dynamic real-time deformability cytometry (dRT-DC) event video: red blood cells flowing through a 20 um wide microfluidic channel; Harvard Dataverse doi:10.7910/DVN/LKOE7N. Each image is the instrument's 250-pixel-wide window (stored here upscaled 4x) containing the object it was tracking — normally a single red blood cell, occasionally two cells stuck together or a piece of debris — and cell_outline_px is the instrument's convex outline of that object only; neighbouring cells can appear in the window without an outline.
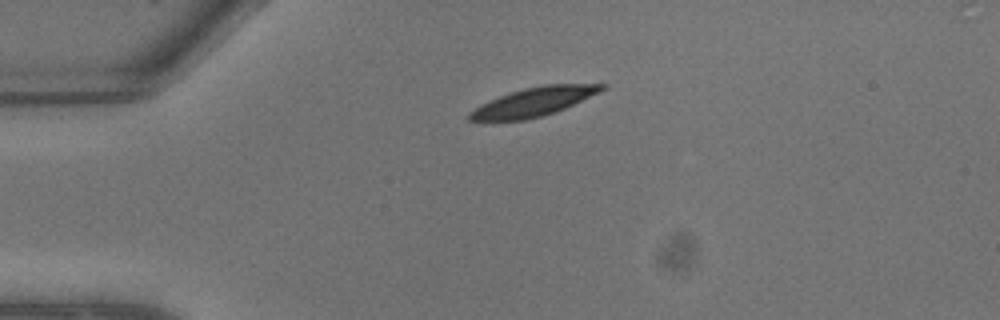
{"species": "common noctule bat (a hibernating species)", "species_latin": "Nyctalus noctula", "temperature_condition": "warm", "stored_images_in_passage": 4, "camera_frame_rate_fps": 3000, "um_per_image_px": 0.085, "animal": {"sex": "male", "body_mass_g": 13.3}, "frame": {"image": 1, "passage_image": 1, "time_ms": 0.0, "image_size_px": [1000, 320], "cell_outline_px": [[604, 88], [600, 92], [564, 108], [540, 116], [524, 120], [468, 120], [468, 112], [480, 104], [500, 96], [524, 88], [544, 84], [604, 84]], "centroid_in_image_um": [45.33, 8.65], "position_along_channel_um": 39.7, "area_um2": 21.62}}
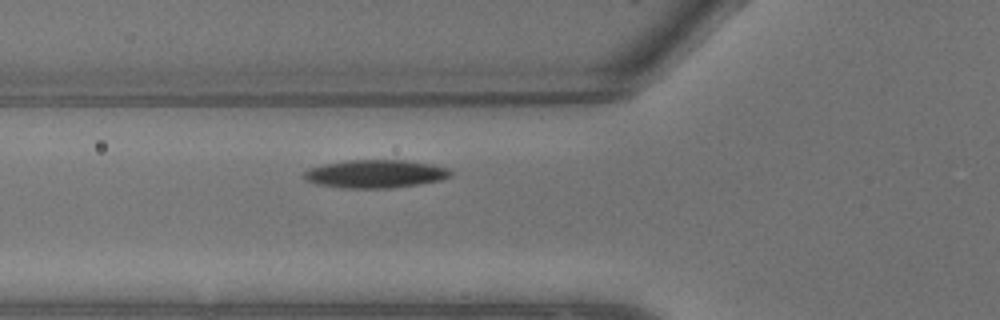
{"frame": {"image": 2, "passage_image": 4, "time_ms": 1.0, "image_size_px": [1000, 320], "cell_outline_px": [[452, 176], [440, 180], [420, 184], [392, 188], [340, 188], [316, 184], [304, 180], [304, 172], [312, 168], [324, 164], [348, 160], [404, 160], [432, 164], [448, 168], [452, 172]], "centroid_in_image_um": [31.92, 14.78], "position_along_channel_um": 93.9, "area_um2": 24.1}}